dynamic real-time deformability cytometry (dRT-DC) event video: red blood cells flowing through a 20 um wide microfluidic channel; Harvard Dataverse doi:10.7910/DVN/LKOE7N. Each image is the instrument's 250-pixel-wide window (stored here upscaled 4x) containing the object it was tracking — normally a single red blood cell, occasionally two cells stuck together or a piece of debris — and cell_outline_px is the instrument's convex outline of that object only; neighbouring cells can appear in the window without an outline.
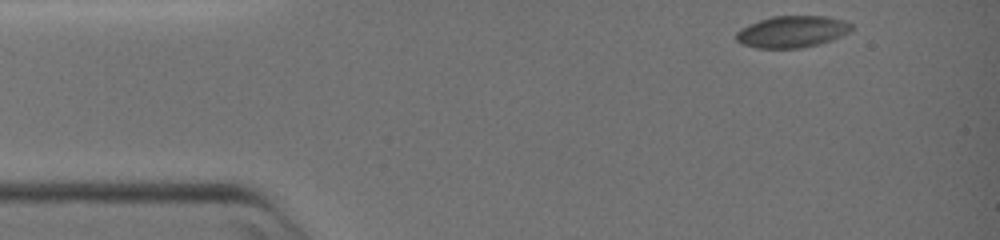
{"species": "common noctule bat (a hibernating species)", "species_latin": "Nyctalus noctula", "temperature_condition": "warm", "stored_images_in_passage": 52, "camera_frame_rate_fps": 3000, "um_per_image_px": 0.085, "animal": {"sex": "female", "body_mass_g": 19.0, "forearm_length_mm": 51.5}, "frame": {"image": 1, "passage_image": 1, "time_ms": 0.0, "image_size_px": [1000, 240], "cell_outline_px": [[852, 28], [848, 32], [832, 40], [820, 44], [804, 48], [756, 48], [740, 44], [736, 40], [736, 32], [748, 24], [772, 16], [828, 16], [844, 20], [852, 24]], "centroid_in_image_um": [67.32, 2.7], "position_along_channel_um": 17.7, "area_um2": 21.44}}
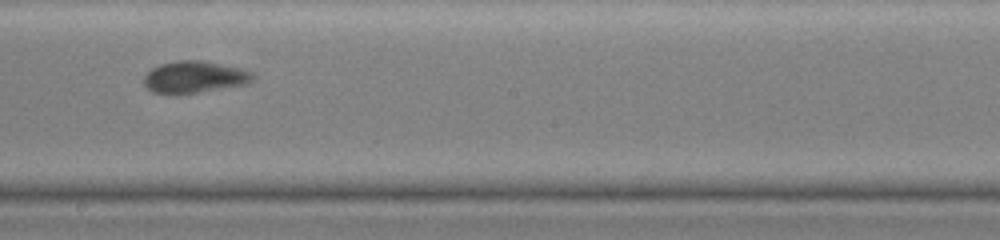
{"frame": {"image": 2, "passage_image": 30, "time_ms": 9.667, "image_size_px": [1000, 240], "cell_outline_px": [[256, 76], [252, 80], [244, 84], [172, 96], [152, 92], [144, 84], [144, 76], [152, 68], [160, 64], [180, 60], [200, 60], [236, 68], [252, 72]], "centroid_in_image_um": [16.45, 6.57], "position_along_channel_um": 231.8, "area_um2": 20.0}}
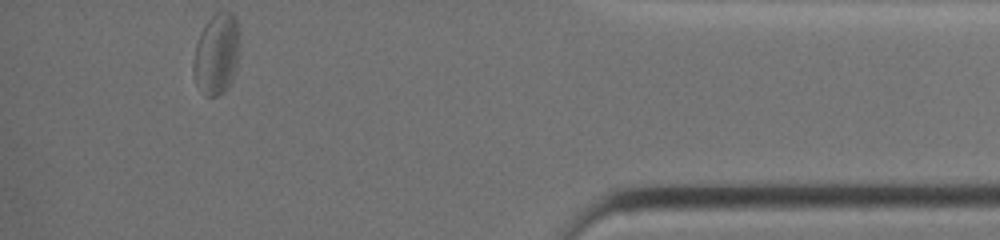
{"frame": {"image": 3, "passage_image": 52, "time_ms": 17.0, "image_size_px": [1000, 240], "cell_outline_px": [[240, 44], [236, 68], [232, 80], [228, 88], [224, 92], [216, 96], [204, 96], [196, 84], [192, 68], [192, 60], [196, 44], [200, 32], [208, 20], [216, 12], [232, 12], [236, 20]], "centroid_in_image_um": [18.4, 4.62], "position_along_channel_um": 416.8, "area_um2": 22.14}}